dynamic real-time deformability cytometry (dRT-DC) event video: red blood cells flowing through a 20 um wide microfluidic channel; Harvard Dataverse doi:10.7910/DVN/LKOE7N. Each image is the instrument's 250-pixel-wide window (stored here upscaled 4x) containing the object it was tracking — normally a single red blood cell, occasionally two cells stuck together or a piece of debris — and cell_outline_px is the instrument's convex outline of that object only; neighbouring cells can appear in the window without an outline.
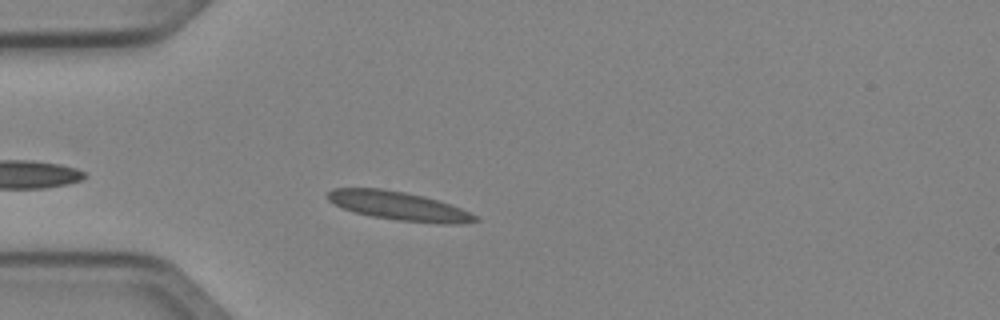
{"species": "Egyptian fruit bat (a non-hibernating species)", "species_latin": "Rousettus aegyptiacus", "temperature_condition": "cold", "stored_images_in_passage": 34, "camera_frame_rate_fps": 3000, "um_per_image_px": 0.085, "animal": {"sex": "female"}, "frame": {"image": 1, "passage_image": 4, "time_ms": 1.0, "image_size_px": [1000, 320], "cell_outline_px": [[480, 220], [460, 224], [440, 224], [400, 220], [372, 216], [356, 212], [344, 208], [328, 200], [324, 196], [332, 188], [380, 188], [404, 192], [424, 196], [440, 200], [460, 208], [476, 216]], "centroid_in_image_um": [33.9, 17.5], "position_along_channel_um": 51.1, "area_um2": 24.51}}
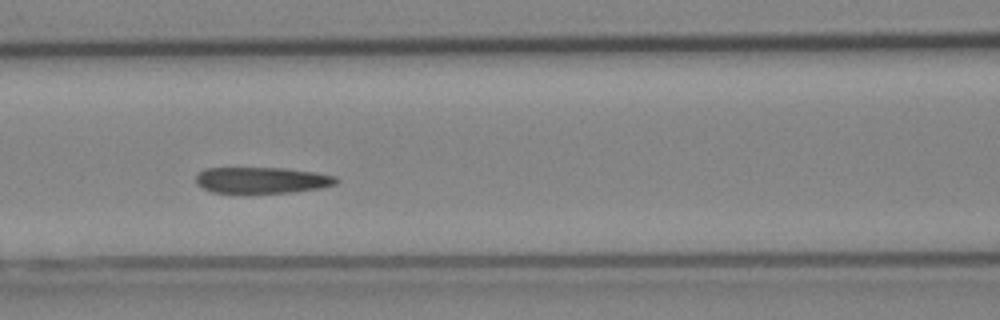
{"frame": {"image": 2, "passage_image": 12, "time_ms": 3.667, "image_size_px": [1000, 320], "cell_outline_px": [[340, 180], [336, 184], [320, 188], [292, 192], [212, 192], [196, 184], [196, 176], [204, 168], [284, 168], [316, 172], [336, 176]], "centroid_in_image_um": [22.29, 15.3], "position_along_channel_um": 144.3, "area_um2": 21.27}}
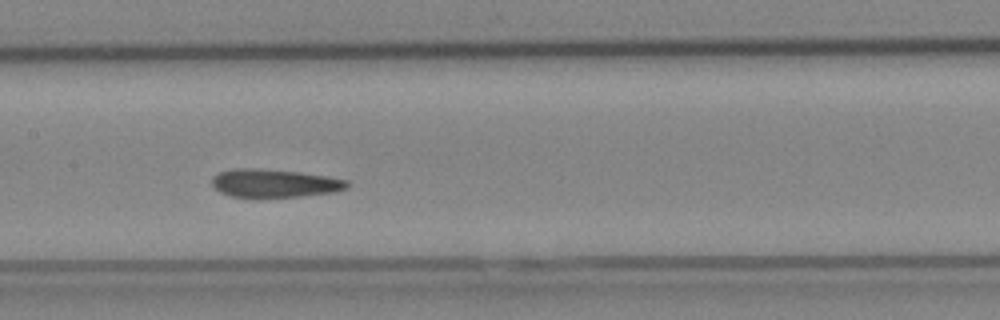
{"frame": {"image": 3, "passage_image": 15, "time_ms": 4.667, "image_size_px": [1000, 320], "cell_outline_px": [[348, 188], [336, 192], [300, 196], [232, 196], [220, 192], [212, 184], [212, 176], [220, 172], [236, 168], [252, 168], [300, 172], [328, 176], [348, 180]], "centroid_in_image_um": [23.37, 15.56], "position_along_channel_um": 184.0, "area_um2": 21.91}, "authors_computed_cell_mechanics": {"area_um2": 22.1374, "velocity_mm_per_s": 3.9852, "shape_relaxation_time_tau1_ms": 6.7853, "shape_relaxation_time_tau2_ms": 1.2773, "deformation_change_tau1": 0.179, "deformation_change_tau2": 0.0744}}